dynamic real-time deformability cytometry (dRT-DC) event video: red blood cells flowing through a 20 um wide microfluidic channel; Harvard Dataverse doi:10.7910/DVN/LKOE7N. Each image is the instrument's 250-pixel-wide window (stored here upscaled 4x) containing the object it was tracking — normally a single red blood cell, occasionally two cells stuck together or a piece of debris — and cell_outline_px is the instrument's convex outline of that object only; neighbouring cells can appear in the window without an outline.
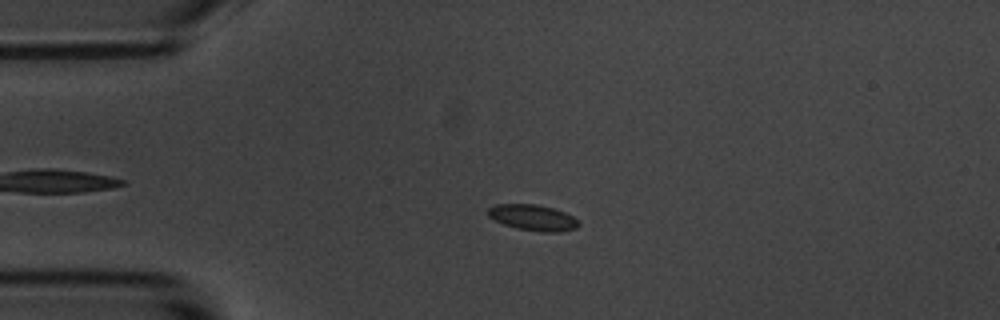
{"species": "common noctule bat (a hibernating species)", "species_latin": "Nyctalus noctula", "temperature_condition": "room temperature", "stored_images_in_passage": 7, "camera_frame_rate_fps": 3000, "um_per_image_px": 0.085, "animal": {"sex": "male", "body_mass_g": 20.1, "forearm_length_mm": 53.5}, "frame": {"image": 1, "passage_image": 5, "time_ms": 4.333, "image_size_px": [1000, 320], "cell_outline_px": [[580, 224], [576, 228], [560, 232], [540, 232], [516, 228], [504, 224], [488, 216], [488, 208], [496, 204], [536, 204], [552, 208], [564, 212], [580, 220]], "centroid_in_image_um": [45.32, 18.5], "position_along_channel_um": 39.7, "area_um2": 13.7}}